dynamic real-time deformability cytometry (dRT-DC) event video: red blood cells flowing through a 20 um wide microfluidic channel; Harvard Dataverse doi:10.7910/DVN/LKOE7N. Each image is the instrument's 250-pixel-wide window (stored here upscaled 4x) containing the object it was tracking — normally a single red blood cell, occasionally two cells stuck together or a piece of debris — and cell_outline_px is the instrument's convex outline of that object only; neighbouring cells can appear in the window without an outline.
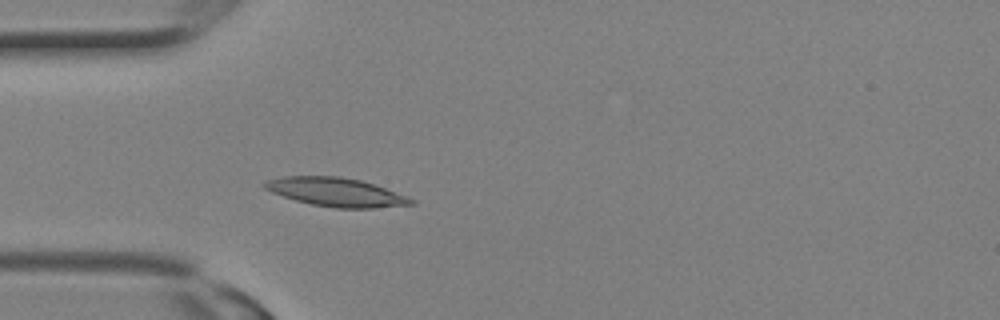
{"species": "Egyptian fruit bat (a non-hibernating species)", "species_latin": "Rousettus aegyptiacus", "temperature_condition": "room temperature", "stored_images_in_passage": 2, "camera_frame_rate_fps": 3000, "um_per_image_px": 0.085, "animal": {"sex": "female"}, "frame": {"image": 1, "passage_image": 2, "time_ms": 0.333, "image_size_px": [1000, 320], "cell_outline_px": [[416, 204], [376, 208], [336, 208], [312, 204], [296, 200], [272, 192], [264, 188], [260, 184], [264, 180], [284, 176], [340, 176], [360, 180], [408, 196], [416, 200]], "centroid_in_image_um": [28.56, 16.33], "position_along_channel_um": 56.4, "area_um2": 24.51}}